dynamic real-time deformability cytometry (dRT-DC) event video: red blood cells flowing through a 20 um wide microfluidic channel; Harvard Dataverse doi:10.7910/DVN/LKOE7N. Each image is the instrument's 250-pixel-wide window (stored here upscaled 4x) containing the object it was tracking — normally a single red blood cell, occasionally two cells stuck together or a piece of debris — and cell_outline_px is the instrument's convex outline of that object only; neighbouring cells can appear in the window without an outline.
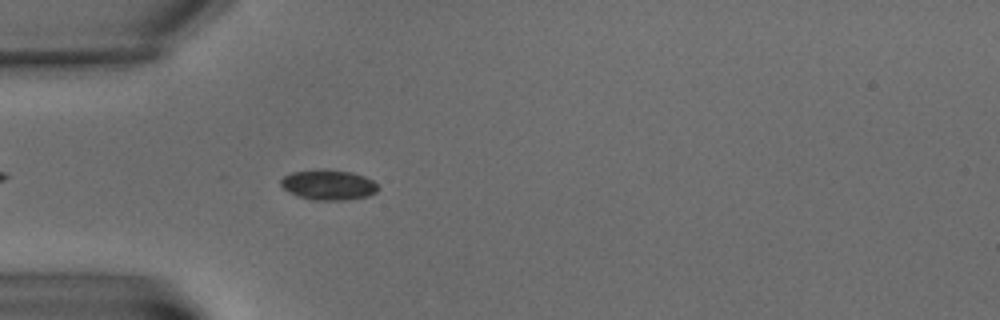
{"species": "common noctule bat (a hibernating species)", "species_latin": "Nyctalus noctula", "temperature_condition": "warm", "stored_images_in_passage": 6, "camera_frame_rate_fps": 3000, "um_per_image_px": 0.085, "animal": {"sex": "male", "body_mass_g": 15.6}, "frame": {"image": 1, "passage_image": 6, "time_ms": 6.667, "image_size_px": [1000, 320], "cell_outline_px": [[380, 188], [376, 192], [368, 196], [344, 200], [312, 200], [296, 196], [284, 188], [280, 184], [280, 180], [284, 176], [292, 172], [324, 168], [352, 172], [364, 176], [372, 180]], "centroid_in_image_um": [27.91, 15.7], "position_along_channel_um": 57.1, "area_um2": 17.28}}